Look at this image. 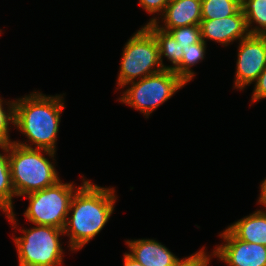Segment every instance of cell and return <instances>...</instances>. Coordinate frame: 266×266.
Returning <instances> with one entry per match:
<instances>
[{"mask_svg":"<svg viewBox=\"0 0 266 266\" xmlns=\"http://www.w3.org/2000/svg\"><path fill=\"white\" fill-rule=\"evenodd\" d=\"M128 253L143 266H175L179 260L166 246L154 239L125 241Z\"/></svg>","mask_w":266,"mask_h":266,"instance_id":"obj_12","label":"cell"},{"mask_svg":"<svg viewBox=\"0 0 266 266\" xmlns=\"http://www.w3.org/2000/svg\"><path fill=\"white\" fill-rule=\"evenodd\" d=\"M201 40H212L224 46L250 35L246 18L240 9L235 15L224 18L201 20Z\"/></svg>","mask_w":266,"mask_h":266,"instance_id":"obj_10","label":"cell"},{"mask_svg":"<svg viewBox=\"0 0 266 266\" xmlns=\"http://www.w3.org/2000/svg\"><path fill=\"white\" fill-rule=\"evenodd\" d=\"M53 160L55 152L45 149L26 148L9 143V166L12 186L16 197L40 191L55 185L60 178Z\"/></svg>","mask_w":266,"mask_h":266,"instance_id":"obj_3","label":"cell"},{"mask_svg":"<svg viewBox=\"0 0 266 266\" xmlns=\"http://www.w3.org/2000/svg\"><path fill=\"white\" fill-rule=\"evenodd\" d=\"M35 226L26 230L23 228L22 236L13 237L19 266L62 265L63 249L59 237L64 235L63 229L45 225Z\"/></svg>","mask_w":266,"mask_h":266,"instance_id":"obj_6","label":"cell"},{"mask_svg":"<svg viewBox=\"0 0 266 266\" xmlns=\"http://www.w3.org/2000/svg\"><path fill=\"white\" fill-rule=\"evenodd\" d=\"M82 183L72 197L63 229L72 251L81 250L104 228L117 199L114 188L100 187L84 178Z\"/></svg>","mask_w":266,"mask_h":266,"instance_id":"obj_1","label":"cell"},{"mask_svg":"<svg viewBox=\"0 0 266 266\" xmlns=\"http://www.w3.org/2000/svg\"><path fill=\"white\" fill-rule=\"evenodd\" d=\"M251 98L252 102L266 99V67L255 81V87Z\"/></svg>","mask_w":266,"mask_h":266,"instance_id":"obj_23","label":"cell"},{"mask_svg":"<svg viewBox=\"0 0 266 266\" xmlns=\"http://www.w3.org/2000/svg\"><path fill=\"white\" fill-rule=\"evenodd\" d=\"M4 100L0 97V145H5L11 143V139L9 138V125L14 126L15 119V101H8L5 105H8V109H4L3 107Z\"/></svg>","mask_w":266,"mask_h":266,"instance_id":"obj_20","label":"cell"},{"mask_svg":"<svg viewBox=\"0 0 266 266\" xmlns=\"http://www.w3.org/2000/svg\"><path fill=\"white\" fill-rule=\"evenodd\" d=\"M204 249L205 248L203 247L200 251L192 254L191 256L183 258L182 260L179 259L176 262L175 266H208L210 265L209 264L210 259H211L210 257L214 255V252H212L213 254L211 253L210 255H208L207 253H205Z\"/></svg>","mask_w":266,"mask_h":266,"instance_id":"obj_21","label":"cell"},{"mask_svg":"<svg viewBox=\"0 0 266 266\" xmlns=\"http://www.w3.org/2000/svg\"><path fill=\"white\" fill-rule=\"evenodd\" d=\"M238 48L234 88L243 90L266 67V36L249 35L240 40Z\"/></svg>","mask_w":266,"mask_h":266,"instance_id":"obj_8","label":"cell"},{"mask_svg":"<svg viewBox=\"0 0 266 266\" xmlns=\"http://www.w3.org/2000/svg\"><path fill=\"white\" fill-rule=\"evenodd\" d=\"M241 10L246 18L250 35H265L266 0H241ZM252 23L258 26L252 28Z\"/></svg>","mask_w":266,"mask_h":266,"instance_id":"obj_16","label":"cell"},{"mask_svg":"<svg viewBox=\"0 0 266 266\" xmlns=\"http://www.w3.org/2000/svg\"><path fill=\"white\" fill-rule=\"evenodd\" d=\"M168 32L178 42L182 50H185L187 47H189V45H192V44H195L201 41L200 25L177 27V28L168 30Z\"/></svg>","mask_w":266,"mask_h":266,"instance_id":"obj_19","label":"cell"},{"mask_svg":"<svg viewBox=\"0 0 266 266\" xmlns=\"http://www.w3.org/2000/svg\"><path fill=\"white\" fill-rule=\"evenodd\" d=\"M135 81L125 85L131 84V87L129 86L118 100L140 111L147 118L156 108L187 84L170 69H164L159 73Z\"/></svg>","mask_w":266,"mask_h":266,"instance_id":"obj_5","label":"cell"},{"mask_svg":"<svg viewBox=\"0 0 266 266\" xmlns=\"http://www.w3.org/2000/svg\"><path fill=\"white\" fill-rule=\"evenodd\" d=\"M4 153H0V209L6 214L12 227L16 228V218L13 211V197H16L12 186L9 166V144L0 145Z\"/></svg>","mask_w":266,"mask_h":266,"instance_id":"obj_14","label":"cell"},{"mask_svg":"<svg viewBox=\"0 0 266 266\" xmlns=\"http://www.w3.org/2000/svg\"><path fill=\"white\" fill-rule=\"evenodd\" d=\"M219 236L225 242L213 250L219 261L228 266H266V246L238 239L228 228Z\"/></svg>","mask_w":266,"mask_h":266,"instance_id":"obj_9","label":"cell"},{"mask_svg":"<svg viewBox=\"0 0 266 266\" xmlns=\"http://www.w3.org/2000/svg\"><path fill=\"white\" fill-rule=\"evenodd\" d=\"M238 239L266 246V211L257 210L227 227Z\"/></svg>","mask_w":266,"mask_h":266,"instance_id":"obj_13","label":"cell"},{"mask_svg":"<svg viewBox=\"0 0 266 266\" xmlns=\"http://www.w3.org/2000/svg\"><path fill=\"white\" fill-rule=\"evenodd\" d=\"M124 266H143L141 263L137 262L128 253H124Z\"/></svg>","mask_w":266,"mask_h":266,"instance_id":"obj_25","label":"cell"},{"mask_svg":"<svg viewBox=\"0 0 266 266\" xmlns=\"http://www.w3.org/2000/svg\"><path fill=\"white\" fill-rule=\"evenodd\" d=\"M258 202L260 203V205H263L266 209V178L260 184V195L258 198Z\"/></svg>","mask_w":266,"mask_h":266,"instance_id":"obj_24","label":"cell"},{"mask_svg":"<svg viewBox=\"0 0 266 266\" xmlns=\"http://www.w3.org/2000/svg\"><path fill=\"white\" fill-rule=\"evenodd\" d=\"M159 18L154 17L148 23H155L164 31L177 27L200 25L202 20L201 0H170L161 14L164 26L159 25Z\"/></svg>","mask_w":266,"mask_h":266,"instance_id":"obj_11","label":"cell"},{"mask_svg":"<svg viewBox=\"0 0 266 266\" xmlns=\"http://www.w3.org/2000/svg\"><path fill=\"white\" fill-rule=\"evenodd\" d=\"M170 0H139V5L149 14H160L164 12Z\"/></svg>","mask_w":266,"mask_h":266,"instance_id":"obj_22","label":"cell"},{"mask_svg":"<svg viewBox=\"0 0 266 266\" xmlns=\"http://www.w3.org/2000/svg\"><path fill=\"white\" fill-rule=\"evenodd\" d=\"M119 70L117 87L123 89L137 78L140 80L164 70L160 63L158 43L145 26L125 44Z\"/></svg>","mask_w":266,"mask_h":266,"instance_id":"obj_4","label":"cell"},{"mask_svg":"<svg viewBox=\"0 0 266 266\" xmlns=\"http://www.w3.org/2000/svg\"><path fill=\"white\" fill-rule=\"evenodd\" d=\"M144 26L154 35L158 43L159 58L162 67L173 70L182 60L183 51L181 46L168 31L158 28L155 23H147ZM162 57H167L173 65H164Z\"/></svg>","mask_w":266,"mask_h":266,"instance_id":"obj_15","label":"cell"},{"mask_svg":"<svg viewBox=\"0 0 266 266\" xmlns=\"http://www.w3.org/2000/svg\"><path fill=\"white\" fill-rule=\"evenodd\" d=\"M241 9V0H201L202 20L235 15Z\"/></svg>","mask_w":266,"mask_h":266,"instance_id":"obj_18","label":"cell"},{"mask_svg":"<svg viewBox=\"0 0 266 266\" xmlns=\"http://www.w3.org/2000/svg\"><path fill=\"white\" fill-rule=\"evenodd\" d=\"M206 43L201 40L198 43L189 45L183 51L181 62L173 69V71L180 76L186 83L190 82L195 76L191 67L196 65L199 61L204 60L206 53Z\"/></svg>","mask_w":266,"mask_h":266,"instance_id":"obj_17","label":"cell"},{"mask_svg":"<svg viewBox=\"0 0 266 266\" xmlns=\"http://www.w3.org/2000/svg\"><path fill=\"white\" fill-rule=\"evenodd\" d=\"M76 188L74 184L58 181L55 185L24 195L29 206L24 216L35 225L64 229Z\"/></svg>","mask_w":266,"mask_h":266,"instance_id":"obj_7","label":"cell"},{"mask_svg":"<svg viewBox=\"0 0 266 266\" xmlns=\"http://www.w3.org/2000/svg\"><path fill=\"white\" fill-rule=\"evenodd\" d=\"M63 100L61 95L46 96L38 91L16 99L14 126L32 144L12 142L26 148L56 152L61 113L65 108Z\"/></svg>","mask_w":266,"mask_h":266,"instance_id":"obj_2","label":"cell"}]
</instances>
